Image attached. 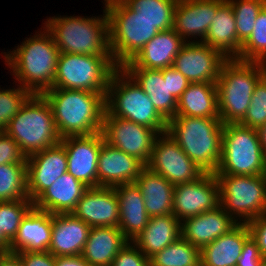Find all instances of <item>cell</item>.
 Segmentation results:
<instances>
[{"label": "cell", "instance_id": "15", "mask_svg": "<svg viewBox=\"0 0 266 266\" xmlns=\"http://www.w3.org/2000/svg\"><path fill=\"white\" fill-rule=\"evenodd\" d=\"M227 58L202 42L185 43L174 58L172 67L190 83H216L222 64Z\"/></svg>", "mask_w": 266, "mask_h": 266}, {"label": "cell", "instance_id": "28", "mask_svg": "<svg viewBox=\"0 0 266 266\" xmlns=\"http://www.w3.org/2000/svg\"><path fill=\"white\" fill-rule=\"evenodd\" d=\"M146 93L156 110L167 120L176 116L177 100L170 94L163 69L122 68Z\"/></svg>", "mask_w": 266, "mask_h": 266}, {"label": "cell", "instance_id": "24", "mask_svg": "<svg viewBox=\"0 0 266 266\" xmlns=\"http://www.w3.org/2000/svg\"><path fill=\"white\" fill-rule=\"evenodd\" d=\"M217 10L218 0H179L173 29L183 39L197 34L204 40Z\"/></svg>", "mask_w": 266, "mask_h": 266}, {"label": "cell", "instance_id": "3", "mask_svg": "<svg viewBox=\"0 0 266 266\" xmlns=\"http://www.w3.org/2000/svg\"><path fill=\"white\" fill-rule=\"evenodd\" d=\"M266 73L262 62L228 58L220 68L216 81L219 118L223 124L239 123L251 103L254 88Z\"/></svg>", "mask_w": 266, "mask_h": 266}, {"label": "cell", "instance_id": "14", "mask_svg": "<svg viewBox=\"0 0 266 266\" xmlns=\"http://www.w3.org/2000/svg\"><path fill=\"white\" fill-rule=\"evenodd\" d=\"M220 206V185L215 173L175 185L172 214L179 220L197 216Z\"/></svg>", "mask_w": 266, "mask_h": 266}, {"label": "cell", "instance_id": "11", "mask_svg": "<svg viewBox=\"0 0 266 266\" xmlns=\"http://www.w3.org/2000/svg\"><path fill=\"white\" fill-rule=\"evenodd\" d=\"M220 185V206L245 217L248 223L266 210V175L215 174ZM233 210V211H232Z\"/></svg>", "mask_w": 266, "mask_h": 266}, {"label": "cell", "instance_id": "33", "mask_svg": "<svg viewBox=\"0 0 266 266\" xmlns=\"http://www.w3.org/2000/svg\"><path fill=\"white\" fill-rule=\"evenodd\" d=\"M176 116L219 118L216 83H190L177 100Z\"/></svg>", "mask_w": 266, "mask_h": 266}, {"label": "cell", "instance_id": "23", "mask_svg": "<svg viewBox=\"0 0 266 266\" xmlns=\"http://www.w3.org/2000/svg\"><path fill=\"white\" fill-rule=\"evenodd\" d=\"M114 189L119 206L118 227L128 241L133 240L143 231L150 218L144 198L135 182L119 184Z\"/></svg>", "mask_w": 266, "mask_h": 266}, {"label": "cell", "instance_id": "12", "mask_svg": "<svg viewBox=\"0 0 266 266\" xmlns=\"http://www.w3.org/2000/svg\"><path fill=\"white\" fill-rule=\"evenodd\" d=\"M101 133L105 142L136 157L145 166L151 159L156 135L160 134L147 126L112 116L106 110Z\"/></svg>", "mask_w": 266, "mask_h": 266}, {"label": "cell", "instance_id": "31", "mask_svg": "<svg viewBox=\"0 0 266 266\" xmlns=\"http://www.w3.org/2000/svg\"><path fill=\"white\" fill-rule=\"evenodd\" d=\"M180 220L173 214L149 218L143 231L133 239V243L150 258L182 236Z\"/></svg>", "mask_w": 266, "mask_h": 266}, {"label": "cell", "instance_id": "18", "mask_svg": "<svg viewBox=\"0 0 266 266\" xmlns=\"http://www.w3.org/2000/svg\"><path fill=\"white\" fill-rule=\"evenodd\" d=\"M71 213L90 227H118L119 206L114 187H89Z\"/></svg>", "mask_w": 266, "mask_h": 266}, {"label": "cell", "instance_id": "6", "mask_svg": "<svg viewBox=\"0 0 266 266\" xmlns=\"http://www.w3.org/2000/svg\"><path fill=\"white\" fill-rule=\"evenodd\" d=\"M4 132L27 157L61 142L51 106L43 95L32 94Z\"/></svg>", "mask_w": 266, "mask_h": 266}, {"label": "cell", "instance_id": "41", "mask_svg": "<svg viewBox=\"0 0 266 266\" xmlns=\"http://www.w3.org/2000/svg\"><path fill=\"white\" fill-rule=\"evenodd\" d=\"M31 95L22 86L19 89L0 91V132L5 131L9 122Z\"/></svg>", "mask_w": 266, "mask_h": 266}, {"label": "cell", "instance_id": "27", "mask_svg": "<svg viewBox=\"0 0 266 266\" xmlns=\"http://www.w3.org/2000/svg\"><path fill=\"white\" fill-rule=\"evenodd\" d=\"M202 43L218 50L227 59L240 54L242 43L237 38L234 12L228 0H218L217 13Z\"/></svg>", "mask_w": 266, "mask_h": 266}, {"label": "cell", "instance_id": "50", "mask_svg": "<svg viewBox=\"0 0 266 266\" xmlns=\"http://www.w3.org/2000/svg\"><path fill=\"white\" fill-rule=\"evenodd\" d=\"M257 131L259 134L261 147H262L264 154L266 156V123L262 127H260Z\"/></svg>", "mask_w": 266, "mask_h": 266}, {"label": "cell", "instance_id": "51", "mask_svg": "<svg viewBox=\"0 0 266 266\" xmlns=\"http://www.w3.org/2000/svg\"><path fill=\"white\" fill-rule=\"evenodd\" d=\"M11 242L4 236L3 232L0 231V252L10 251Z\"/></svg>", "mask_w": 266, "mask_h": 266}, {"label": "cell", "instance_id": "13", "mask_svg": "<svg viewBox=\"0 0 266 266\" xmlns=\"http://www.w3.org/2000/svg\"><path fill=\"white\" fill-rule=\"evenodd\" d=\"M146 167L162 175L173 185L195 181L205 173L167 132L163 133L162 139H156Z\"/></svg>", "mask_w": 266, "mask_h": 266}, {"label": "cell", "instance_id": "1", "mask_svg": "<svg viewBox=\"0 0 266 266\" xmlns=\"http://www.w3.org/2000/svg\"><path fill=\"white\" fill-rule=\"evenodd\" d=\"M51 106L60 138L101 132L106 94L51 88L42 94Z\"/></svg>", "mask_w": 266, "mask_h": 266}, {"label": "cell", "instance_id": "38", "mask_svg": "<svg viewBox=\"0 0 266 266\" xmlns=\"http://www.w3.org/2000/svg\"><path fill=\"white\" fill-rule=\"evenodd\" d=\"M234 12L237 28V38L243 44L251 35L255 20L261 9L266 5V0H228Z\"/></svg>", "mask_w": 266, "mask_h": 266}, {"label": "cell", "instance_id": "37", "mask_svg": "<svg viewBox=\"0 0 266 266\" xmlns=\"http://www.w3.org/2000/svg\"><path fill=\"white\" fill-rule=\"evenodd\" d=\"M236 59L266 63V5L259 12L254 29L242 44L241 52Z\"/></svg>", "mask_w": 266, "mask_h": 266}, {"label": "cell", "instance_id": "2", "mask_svg": "<svg viewBox=\"0 0 266 266\" xmlns=\"http://www.w3.org/2000/svg\"><path fill=\"white\" fill-rule=\"evenodd\" d=\"M224 124L220 118L175 116L167 133L205 173H215L221 158Z\"/></svg>", "mask_w": 266, "mask_h": 266}, {"label": "cell", "instance_id": "46", "mask_svg": "<svg viewBox=\"0 0 266 266\" xmlns=\"http://www.w3.org/2000/svg\"><path fill=\"white\" fill-rule=\"evenodd\" d=\"M163 77H168L170 94L178 100L190 85V81L173 67L163 69Z\"/></svg>", "mask_w": 266, "mask_h": 266}, {"label": "cell", "instance_id": "25", "mask_svg": "<svg viewBox=\"0 0 266 266\" xmlns=\"http://www.w3.org/2000/svg\"><path fill=\"white\" fill-rule=\"evenodd\" d=\"M51 236L52 214L33 207L22 219L10 252L48 251Z\"/></svg>", "mask_w": 266, "mask_h": 266}, {"label": "cell", "instance_id": "8", "mask_svg": "<svg viewBox=\"0 0 266 266\" xmlns=\"http://www.w3.org/2000/svg\"><path fill=\"white\" fill-rule=\"evenodd\" d=\"M266 156L256 129L239 123L223 127L221 158L215 174L264 175Z\"/></svg>", "mask_w": 266, "mask_h": 266}, {"label": "cell", "instance_id": "45", "mask_svg": "<svg viewBox=\"0 0 266 266\" xmlns=\"http://www.w3.org/2000/svg\"><path fill=\"white\" fill-rule=\"evenodd\" d=\"M247 225L250 236L256 242L261 255L266 259V210Z\"/></svg>", "mask_w": 266, "mask_h": 266}, {"label": "cell", "instance_id": "40", "mask_svg": "<svg viewBox=\"0 0 266 266\" xmlns=\"http://www.w3.org/2000/svg\"><path fill=\"white\" fill-rule=\"evenodd\" d=\"M266 123V73L257 82L251 103L239 124L258 130Z\"/></svg>", "mask_w": 266, "mask_h": 266}, {"label": "cell", "instance_id": "34", "mask_svg": "<svg viewBox=\"0 0 266 266\" xmlns=\"http://www.w3.org/2000/svg\"><path fill=\"white\" fill-rule=\"evenodd\" d=\"M144 19L159 31L172 29L174 11L179 0H124Z\"/></svg>", "mask_w": 266, "mask_h": 266}, {"label": "cell", "instance_id": "10", "mask_svg": "<svg viewBox=\"0 0 266 266\" xmlns=\"http://www.w3.org/2000/svg\"><path fill=\"white\" fill-rule=\"evenodd\" d=\"M117 68L112 56L60 52L53 88L107 94L109 81Z\"/></svg>", "mask_w": 266, "mask_h": 266}, {"label": "cell", "instance_id": "26", "mask_svg": "<svg viewBox=\"0 0 266 266\" xmlns=\"http://www.w3.org/2000/svg\"><path fill=\"white\" fill-rule=\"evenodd\" d=\"M89 187L66 172L34 201V208L51 214L71 213Z\"/></svg>", "mask_w": 266, "mask_h": 266}, {"label": "cell", "instance_id": "39", "mask_svg": "<svg viewBox=\"0 0 266 266\" xmlns=\"http://www.w3.org/2000/svg\"><path fill=\"white\" fill-rule=\"evenodd\" d=\"M34 207L30 199L0 202V231L12 242L25 215Z\"/></svg>", "mask_w": 266, "mask_h": 266}, {"label": "cell", "instance_id": "20", "mask_svg": "<svg viewBox=\"0 0 266 266\" xmlns=\"http://www.w3.org/2000/svg\"><path fill=\"white\" fill-rule=\"evenodd\" d=\"M229 213L218 206L214 210L185 219V223L181 225L182 237L201 250L239 224Z\"/></svg>", "mask_w": 266, "mask_h": 266}, {"label": "cell", "instance_id": "43", "mask_svg": "<svg viewBox=\"0 0 266 266\" xmlns=\"http://www.w3.org/2000/svg\"><path fill=\"white\" fill-rule=\"evenodd\" d=\"M111 266H150V258L127 243L114 258Z\"/></svg>", "mask_w": 266, "mask_h": 266}, {"label": "cell", "instance_id": "32", "mask_svg": "<svg viewBox=\"0 0 266 266\" xmlns=\"http://www.w3.org/2000/svg\"><path fill=\"white\" fill-rule=\"evenodd\" d=\"M127 243L119 227H91L82 257L91 266H111Z\"/></svg>", "mask_w": 266, "mask_h": 266}, {"label": "cell", "instance_id": "9", "mask_svg": "<svg viewBox=\"0 0 266 266\" xmlns=\"http://www.w3.org/2000/svg\"><path fill=\"white\" fill-rule=\"evenodd\" d=\"M119 71L122 74L121 77L124 75L127 79L129 78V81H123L124 78L121 80L119 78ZM112 96L114 100L111 99ZM105 106L106 111L112 116L147 126L155 131H159L161 134L167 132L168 121L156 110L151 100L136 81L131 79L130 75L122 68H119V70L117 68L111 76Z\"/></svg>", "mask_w": 266, "mask_h": 266}, {"label": "cell", "instance_id": "22", "mask_svg": "<svg viewBox=\"0 0 266 266\" xmlns=\"http://www.w3.org/2000/svg\"><path fill=\"white\" fill-rule=\"evenodd\" d=\"M186 41L172 28L160 31L144 48L121 68H147L162 70L172 67L174 58Z\"/></svg>", "mask_w": 266, "mask_h": 266}, {"label": "cell", "instance_id": "36", "mask_svg": "<svg viewBox=\"0 0 266 266\" xmlns=\"http://www.w3.org/2000/svg\"><path fill=\"white\" fill-rule=\"evenodd\" d=\"M29 199L26 164H0V202Z\"/></svg>", "mask_w": 266, "mask_h": 266}, {"label": "cell", "instance_id": "44", "mask_svg": "<svg viewBox=\"0 0 266 266\" xmlns=\"http://www.w3.org/2000/svg\"><path fill=\"white\" fill-rule=\"evenodd\" d=\"M266 259L261 255L256 242L250 236L244 243L236 266H265Z\"/></svg>", "mask_w": 266, "mask_h": 266}, {"label": "cell", "instance_id": "49", "mask_svg": "<svg viewBox=\"0 0 266 266\" xmlns=\"http://www.w3.org/2000/svg\"><path fill=\"white\" fill-rule=\"evenodd\" d=\"M0 266H22L20 256L15 252H0Z\"/></svg>", "mask_w": 266, "mask_h": 266}, {"label": "cell", "instance_id": "42", "mask_svg": "<svg viewBox=\"0 0 266 266\" xmlns=\"http://www.w3.org/2000/svg\"><path fill=\"white\" fill-rule=\"evenodd\" d=\"M27 156L18 143L5 132H0V164H26Z\"/></svg>", "mask_w": 266, "mask_h": 266}, {"label": "cell", "instance_id": "5", "mask_svg": "<svg viewBox=\"0 0 266 266\" xmlns=\"http://www.w3.org/2000/svg\"><path fill=\"white\" fill-rule=\"evenodd\" d=\"M109 45L113 61L121 68L130 62L160 31L124 0H105Z\"/></svg>", "mask_w": 266, "mask_h": 266}, {"label": "cell", "instance_id": "48", "mask_svg": "<svg viewBox=\"0 0 266 266\" xmlns=\"http://www.w3.org/2000/svg\"><path fill=\"white\" fill-rule=\"evenodd\" d=\"M55 266H91L82 255L78 256H57Z\"/></svg>", "mask_w": 266, "mask_h": 266}, {"label": "cell", "instance_id": "16", "mask_svg": "<svg viewBox=\"0 0 266 266\" xmlns=\"http://www.w3.org/2000/svg\"><path fill=\"white\" fill-rule=\"evenodd\" d=\"M60 143L66 152L67 172L86 186L97 187L98 158L103 144L102 133L65 137Z\"/></svg>", "mask_w": 266, "mask_h": 266}, {"label": "cell", "instance_id": "17", "mask_svg": "<svg viewBox=\"0 0 266 266\" xmlns=\"http://www.w3.org/2000/svg\"><path fill=\"white\" fill-rule=\"evenodd\" d=\"M27 191L33 202L44 190L67 172L64 146L59 143L27 157Z\"/></svg>", "mask_w": 266, "mask_h": 266}, {"label": "cell", "instance_id": "21", "mask_svg": "<svg viewBox=\"0 0 266 266\" xmlns=\"http://www.w3.org/2000/svg\"><path fill=\"white\" fill-rule=\"evenodd\" d=\"M91 227L72 213L52 214L48 252L53 256L82 255Z\"/></svg>", "mask_w": 266, "mask_h": 266}, {"label": "cell", "instance_id": "19", "mask_svg": "<svg viewBox=\"0 0 266 266\" xmlns=\"http://www.w3.org/2000/svg\"><path fill=\"white\" fill-rule=\"evenodd\" d=\"M144 167L136 157L111 146L103 138L98 158L97 187L133 183Z\"/></svg>", "mask_w": 266, "mask_h": 266}, {"label": "cell", "instance_id": "35", "mask_svg": "<svg viewBox=\"0 0 266 266\" xmlns=\"http://www.w3.org/2000/svg\"><path fill=\"white\" fill-rule=\"evenodd\" d=\"M200 249L182 236L150 257V266H201Z\"/></svg>", "mask_w": 266, "mask_h": 266}, {"label": "cell", "instance_id": "29", "mask_svg": "<svg viewBox=\"0 0 266 266\" xmlns=\"http://www.w3.org/2000/svg\"><path fill=\"white\" fill-rule=\"evenodd\" d=\"M250 237L247 223L240 222L229 233L200 250L201 266H236L245 241Z\"/></svg>", "mask_w": 266, "mask_h": 266}, {"label": "cell", "instance_id": "47", "mask_svg": "<svg viewBox=\"0 0 266 266\" xmlns=\"http://www.w3.org/2000/svg\"><path fill=\"white\" fill-rule=\"evenodd\" d=\"M17 254L22 266H55V256L48 251H22Z\"/></svg>", "mask_w": 266, "mask_h": 266}, {"label": "cell", "instance_id": "7", "mask_svg": "<svg viewBox=\"0 0 266 266\" xmlns=\"http://www.w3.org/2000/svg\"><path fill=\"white\" fill-rule=\"evenodd\" d=\"M47 22V32L45 33L51 34L60 52L89 56H112L106 11L102 19L52 17Z\"/></svg>", "mask_w": 266, "mask_h": 266}, {"label": "cell", "instance_id": "4", "mask_svg": "<svg viewBox=\"0 0 266 266\" xmlns=\"http://www.w3.org/2000/svg\"><path fill=\"white\" fill-rule=\"evenodd\" d=\"M12 54L5 59L18 81H22L24 89L31 94L42 95L53 88L60 50L50 33L26 40Z\"/></svg>", "mask_w": 266, "mask_h": 266}, {"label": "cell", "instance_id": "30", "mask_svg": "<svg viewBox=\"0 0 266 266\" xmlns=\"http://www.w3.org/2000/svg\"><path fill=\"white\" fill-rule=\"evenodd\" d=\"M135 183L141 191L150 218L172 214L175 185L146 166L141 170Z\"/></svg>", "mask_w": 266, "mask_h": 266}]
</instances>
